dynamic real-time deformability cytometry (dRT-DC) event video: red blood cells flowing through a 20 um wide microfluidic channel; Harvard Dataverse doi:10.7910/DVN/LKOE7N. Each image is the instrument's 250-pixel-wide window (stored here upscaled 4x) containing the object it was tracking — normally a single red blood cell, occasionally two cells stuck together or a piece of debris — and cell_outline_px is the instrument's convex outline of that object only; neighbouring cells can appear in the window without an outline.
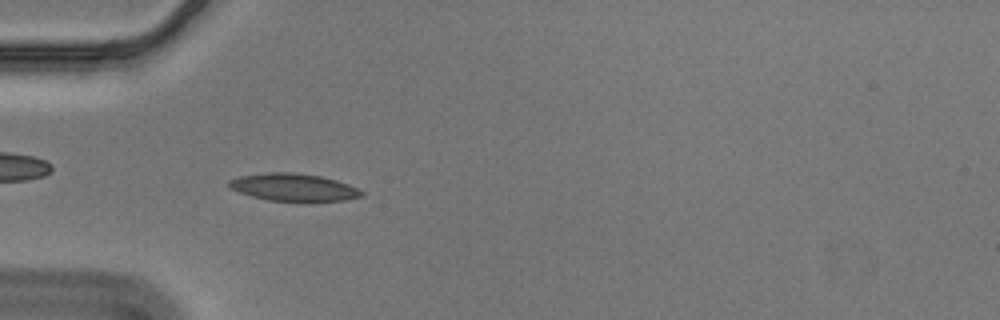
{"species": "Egyptian fruit bat (a non-hibernating species)", "species_latin": "Rousettus aegyptiacus", "temperature_condition": "cold", "stored_images_in_passage": 54, "segment_of_instrument_passage": [1, 2], "camera_frame_rate_fps": 3000, "um_per_image_px": 0.085, "animal": {"sex": "male"}, "frame": {"image": 1, "passage_image": 15, "time_ms": 4.667, "image_size_px": [1000, 320], "cell_outline_px": [[364, 196], [344, 200], [308, 204], [304, 204], [268, 200], [252, 196], [228, 188], [228, 180], [240, 176], [268, 172], [292, 172], [320, 176], [336, 180], [348, 184], [364, 192]], "centroid_in_image_um": [24.98, 15.96], "position_along_channel_um": 60.0, "area_um2": 22.02}}
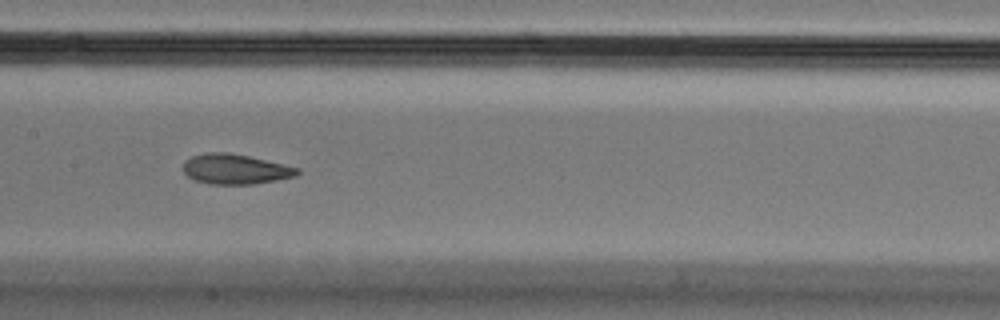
{"frame": {"image": 2, "passage_image": 26, "time_ms": 8.333, "image_size_px": [1000, 320], "cell_outline_px": [[300, 172], [296, 176], [256, 184], [208, 184], [192, 180], [184, 172], [184, 160], [192, 156], [208, 152], [228, 152], [248, 156], [284, 164], [300, 168]], "centroid_in_image_um": [20.0, 14.38], "position_along_channel_um": 187.4, "area_um2": 20.11}}
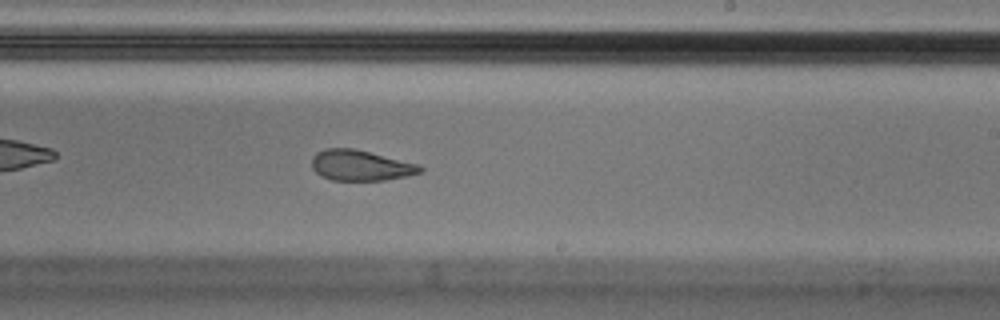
{"frame": {"image": 3, "passage_image": 32, "time_ms": 10.333, "image_size_px": [1000, 320], "cell_outline_px": [[424, 172], [408, 176], [384, 180], [332, 180], [320, 176], [312, 168], [312, 156], [316, 152], [324, 148], [352, 148], [420, 164], [424, 168]], "centroid_in_image_um": [30.66, 14.06], "position_along_channel_um": 258.3, "area_um2": 19.48}}